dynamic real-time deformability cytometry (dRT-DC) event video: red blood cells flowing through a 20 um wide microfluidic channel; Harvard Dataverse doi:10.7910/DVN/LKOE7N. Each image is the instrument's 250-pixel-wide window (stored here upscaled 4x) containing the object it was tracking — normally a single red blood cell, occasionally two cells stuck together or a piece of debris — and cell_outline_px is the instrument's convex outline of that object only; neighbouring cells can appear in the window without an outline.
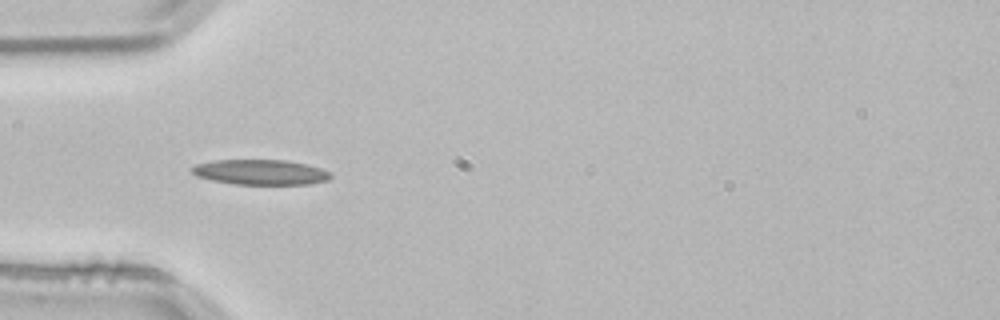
{"species": "common noctule bat (a hibernating species)", "species_latin": "Nyctalus noctula", "temperature_condition": "room temperature", "stored_images_in_passage": 3, "camera_frame_rate_fps": 3000, "um_per_image_px": 0.085, "animal": {"sex": "male", "body_mass_g": 21.5, "forearm_length_mm": 52.0}, "frame": {"image": 1, "passage_image": 3, "time_ms": 0.667, "image_size_px": [1000, 320], "cell_outline_px": [[332, 176], [328, 180], [308, 184], [236, 184], [212, 180], [196, 176], [188, 168], [196, 164], [212, 160], [288, 160], [320, 168], [328, 172]], "centroid_in_image_um": [22.09, 14.63], "position_along_channel_um": 62.9, "area_um2": 20.29}}